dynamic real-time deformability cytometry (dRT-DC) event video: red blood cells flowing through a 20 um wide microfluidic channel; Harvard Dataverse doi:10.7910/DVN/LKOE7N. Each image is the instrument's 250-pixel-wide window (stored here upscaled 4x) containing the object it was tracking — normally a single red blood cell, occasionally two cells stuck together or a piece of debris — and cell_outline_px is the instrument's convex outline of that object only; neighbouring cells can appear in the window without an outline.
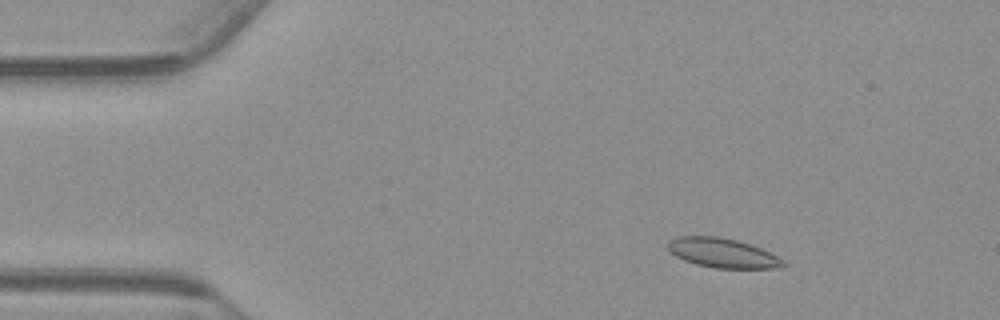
{"species": "common noctule bat (a hibernating species)", "species_latin": "Nyctalus noctula", "temperature_condition": "warm", "stored_images_in_passage": 55, "camera_frame_rate_fps": 3000, "um_per_image_px": 0.085, "animal": {"sex": "male", "body_mass_g": 23.1, "forearm_length_mm": 52.7}, "frame": {"image": 1, "passage_image": 8, "time_ms": 2.333, "image_size_px": [1000, 320], "cell_outline_px": [[788, 264], [784, 268], [716, 268], [696, 264], [684, 260], [676, 256], [668, 248], [668, 240], [676, 236], [720, 236], [736, 240], [760, 248], [784, 260]], "centroid_in_image_um": [61.43, 21.5], "position_along_channel_um": 23.6, "area_um2": 19.77}}
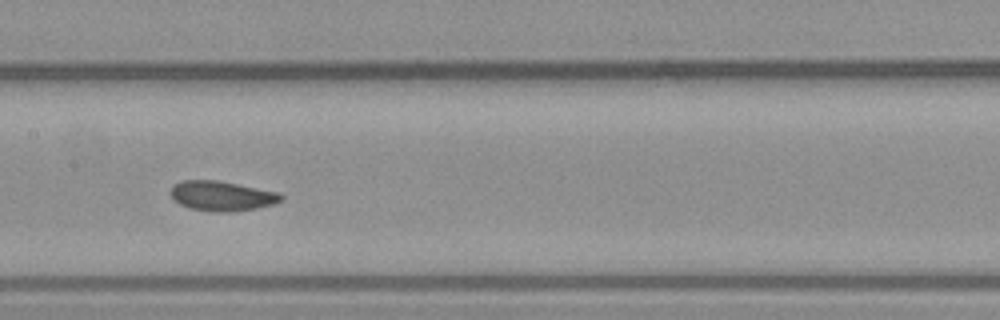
{"frame": {"image": 2, "passage_image": 27, "time_ms": 8.667, "image_size_px": [1000, 320], "cell_outline_px": [[284, 200], [272, 204], [256, 208], [232, 212], [216, 212], [192, 208], [180, 204], [172, 200], [172, 184], [180, 180], [216, 180], [280, 192], [284, 196]], "centroid_in_image_um": [18.87, 16.65], "position_along_channel_um": 188.5, "area_um2": 19.25}}
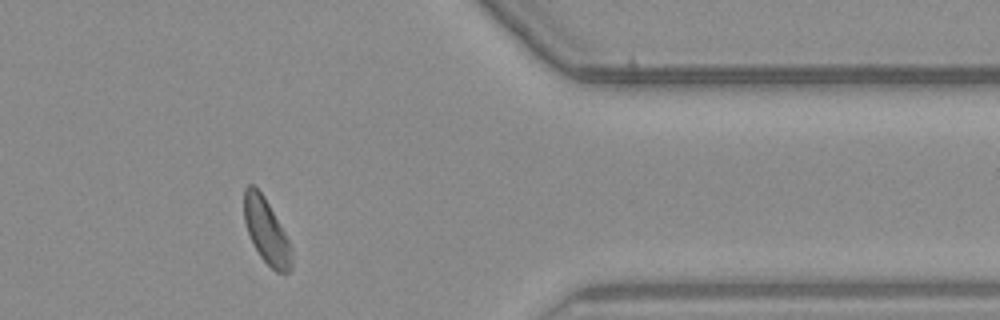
{"frame": {"image": 3, "passage_image": 45, "time_ms": 14.667, "image_size_px": [1000, 320], "cell_outline_px": [[292, 268], [288, 272], [276, 272], [260, 256], [252, 244], [244, 220], [244, 188], [248, 184], [252, 184], [264, 196], [284, 232], [292, 248]], "centroid_in_image_um": [22.63, 19.66], "position_along_channel_um": 388.8, "area_um2": 17.8}, "authors_computed_cell_mechanics": {"area_um2": 19.2474, "velocity_mm_per_s": 3.7283, "shape_relaxation_time_tau1_ms": null, "shape_relaxation_time_tau2_ms": 3.8625, "deformation_change_tau1": null, "deformation_change_tau2": 0.0796}}